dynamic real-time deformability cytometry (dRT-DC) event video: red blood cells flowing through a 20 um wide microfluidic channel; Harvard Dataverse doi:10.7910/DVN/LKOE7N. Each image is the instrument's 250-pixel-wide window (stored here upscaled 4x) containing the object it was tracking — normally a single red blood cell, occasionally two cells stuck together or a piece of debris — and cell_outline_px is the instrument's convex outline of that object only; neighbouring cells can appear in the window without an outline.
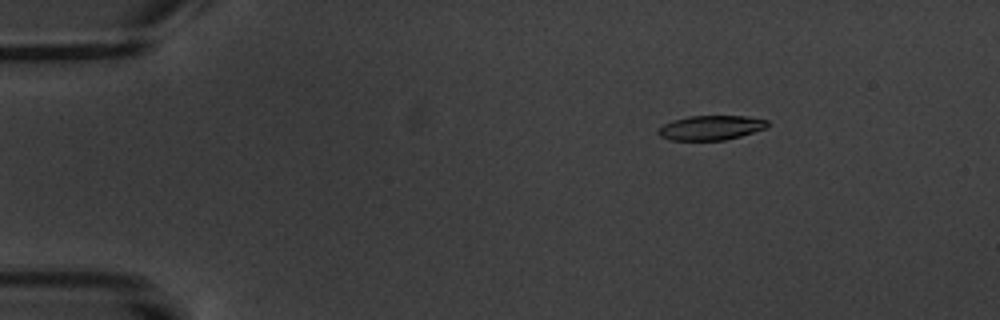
{"species": "common noctule bat (a hibernating species)", "species_latin": "Nyctalus noctula", "temperature_condition": "warm", "stored_images_in_passage": 7, "camera_frame_rate_fps": 3000, "um_per_image_px": 0.085, "animal": {"sex": "male", "body_mass_g": 20.1, "forearm_length_mm": 53.5}, "frame": {"image": 1, "passage_image": 1, "time_ms": 0.0, "image_size_px": [1000, 320], "cell_outline_px": [[768, 128], [740, 136], [724, 140], [672, 140], [660, 136], [656, 132], [664, 124], [672, 120], [688, 116], [744, 116], [768, 120]], "centroid_in_image_um": [60.43, 10.85], "position_along_channel_um": 24.6, "area_um2": 15.61}}
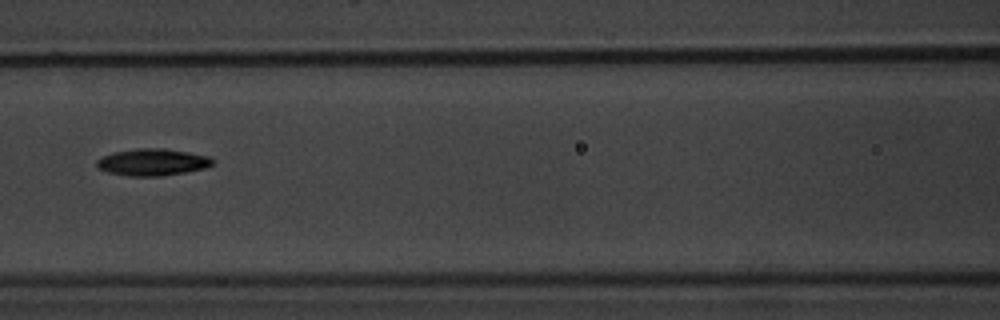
{"frame": {"image": 2, "passage_image": 6, "time_ms": 6.0, "image_size_px": [1000, 320], "cell_outline_px": [[212, 164], [204, 168], [184, 172], [160, 176], [128, 176], [108, 172], [100, 168], [96, 164], [96, 160], [112, 152], [136, 148], [164, 148], [188, 152], [208, 156], [212, 160]], "centroid_in_image_um": [12.93, 13.77], "position_along_channel_um": 153.7, "area_um2": 17.98}}
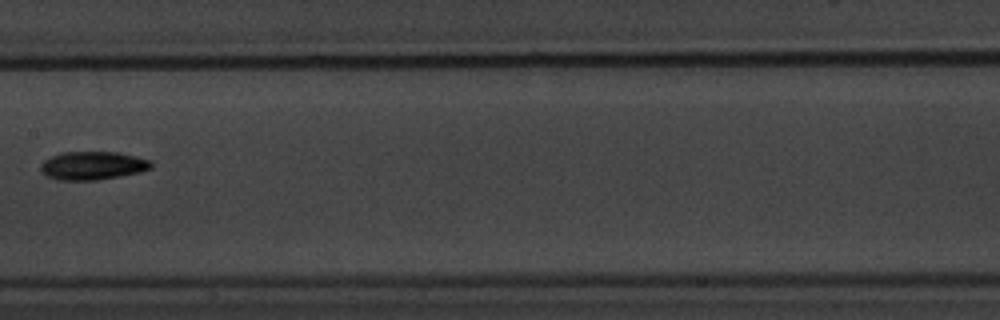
{"frame": {"image": 3, "passage_image": 7, "time_ms": 7.333, "image_size_px": [1000, 320], "cell_outline_px": [[152, 168], [140, 172], [120, 176], [96, 180], [56, 180], [40, 172], [40, 164], [44, 160], [60, 152], [120, 152], [152, 160]], "centroid_in_image_um": [7.88, 14.07], "position_along_channel_um": 199.5, "area_um2": 18.44}}